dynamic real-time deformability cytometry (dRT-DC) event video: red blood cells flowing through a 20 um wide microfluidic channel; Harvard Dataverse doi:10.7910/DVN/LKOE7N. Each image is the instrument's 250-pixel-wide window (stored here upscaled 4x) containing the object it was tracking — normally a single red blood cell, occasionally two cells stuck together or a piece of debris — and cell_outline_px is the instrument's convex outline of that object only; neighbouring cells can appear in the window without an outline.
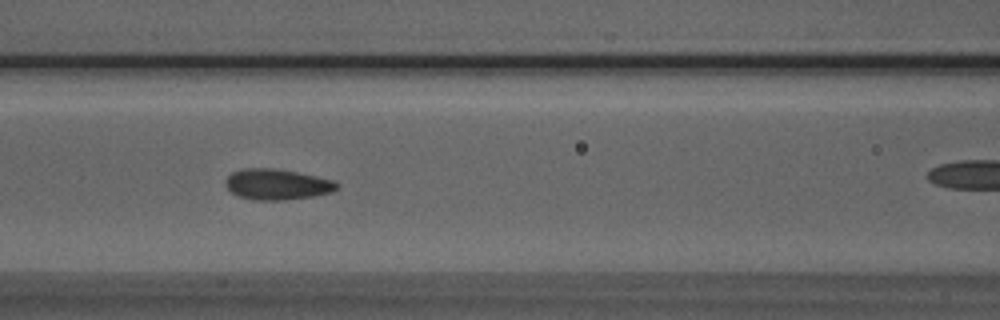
{"species": "Egyptian fruit bat (a non-hibernating species)", "species_latin": "Rousettus aegyptiacus", "temperature_condition": "room temperature", "stored_images_in_passage": 34, "camera_frame_rate_fps": 3000, "um_per_image_px": 0.085, "animal": {"sex": "male"}, "frame": {"image": 1, "passage_image": 13, "time_ms": 4.0, "image_size_px": [1000, 320], "cell_outline_px": [[340, 188], [332, 192], [312, 196], [280, 200], [256, 200], [240, 196], [232, 192], [224, 184], [224, 180], [232, 172], [244, 168], [272, 168], [296, 172], [336, 180], [340, 184]], "centroid_in_image_um": [23.58, 15.66], "position_along_channel_um": 143.0, "area_um2": 19.94}}
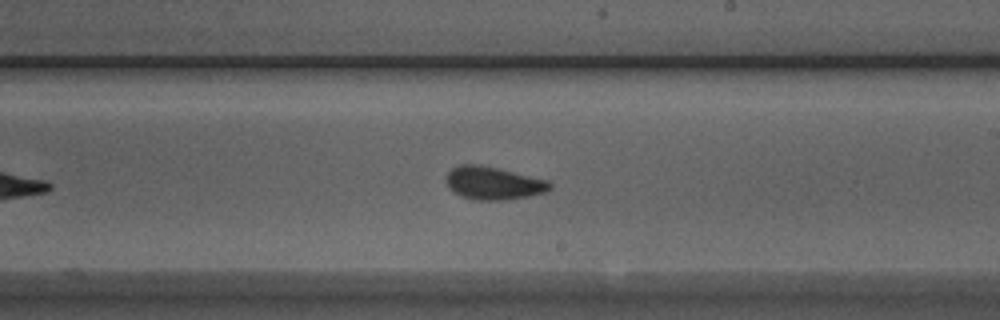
{"frame": {"image": 2, "passage_image": 21, "time_ms": 6.667, "image_size_px": [1000, 320], "cell_outline_px": [[552, 188], [544, 192], [528, 196], [504, 200], [472, 200], [460, 196], [444, 180], [444, 176], [452, 168], [460, 164], [476, 164], [496, 168], [548, 180], [552, 184]], "centroid_in_image_um": [41.91, 15.57], "position_along_channel_um": 247.1, "area_um2": 19.77}}
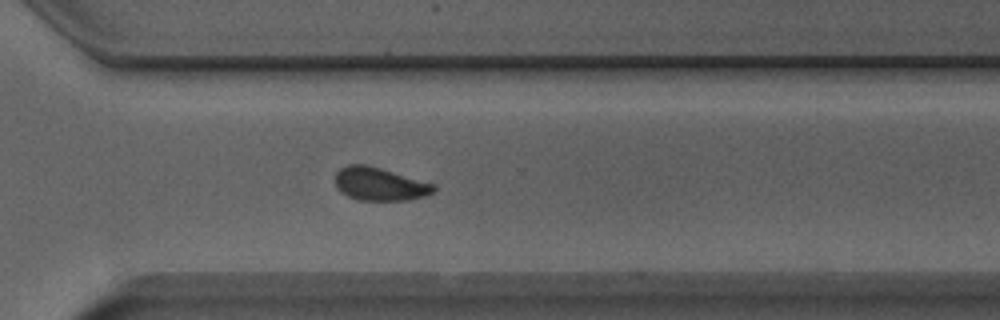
{"frame": {"image": 3, "passage_image": 28, "time_ms": 9.0, "image_size_px": [1000, 320], "cell_outline_px": [[436, 192], [424, 196], [408, 200], [360, 200], [348, 196], [340, 192], [336, 188], [336, 172], [340, 168], [348, 164], [364, 164], [380, 168], [436, 184]], "centroid_in_image_um": [32.29, 15.64], "position_along_channel_um": 338.3, "area_um2": 19.07}}